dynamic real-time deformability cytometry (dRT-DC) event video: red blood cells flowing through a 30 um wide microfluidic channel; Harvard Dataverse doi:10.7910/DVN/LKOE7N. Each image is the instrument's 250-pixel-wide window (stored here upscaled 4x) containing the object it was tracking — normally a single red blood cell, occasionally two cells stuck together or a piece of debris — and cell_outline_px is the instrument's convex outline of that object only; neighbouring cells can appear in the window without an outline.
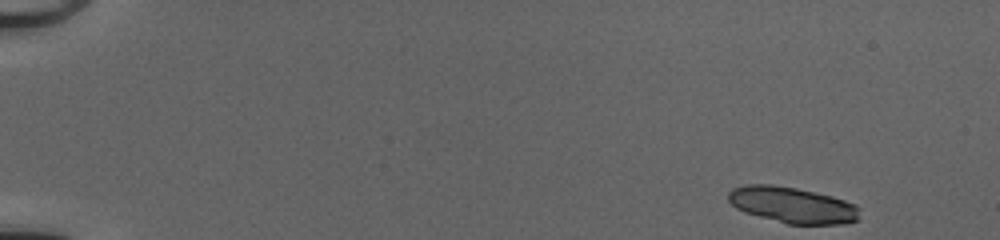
{"species": "common noctule bat (a hibernating species)", "species_latin": "Nyctalus noctula", "temperature_condition": "cold", "stored_images_in_passage": 49, "segment_of_instrument_passage": [1, 2], "camera_frame_rate_fps": 3000, "um_per_image_px": 0.085, "animal": {"sex": "female", "body_mass_g": 20.0, "forearm_length_mm": 54.0}, "frame": {"image": 1, "passage_image": 1, "time_ms": 0.0, "image_size_px": [1000, 240], "cell_outline_px": [[860, 220], [844, 224], [788, 224], [744, 212], [736, 208], [728, 200], [728, 192], [732, 188], [748, 184], [772, 184], [796, 188], [832, 196], [856, 204], [860, 208]], "centroid_in_image_um": [67.38, 17.43], "position_along_channel_um": 17.6, "area_um2": 27.8}}
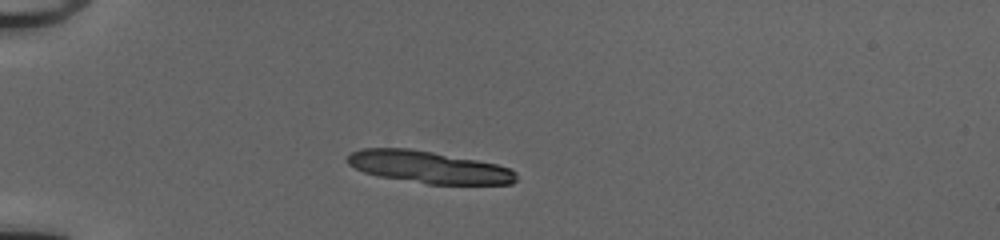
{"frame": {"image": 2, "passage_image": 12, "time_ms": 3.667, "image_size_px": [1000, 240], "cell_outline_px": [[516, 180], [512, 184], [428, 184], [380, 176], [364, 172], [348, 164], [348, 156], [352, 152], [360, 148], [408, 148], [432, 152], [476, 160], [496, 164], [508, 168], [516, 172]], "centroid_in_image_um": [36.44, 14.2], "position_along_channel_um": 48.6, "area_um2": 31.21}}